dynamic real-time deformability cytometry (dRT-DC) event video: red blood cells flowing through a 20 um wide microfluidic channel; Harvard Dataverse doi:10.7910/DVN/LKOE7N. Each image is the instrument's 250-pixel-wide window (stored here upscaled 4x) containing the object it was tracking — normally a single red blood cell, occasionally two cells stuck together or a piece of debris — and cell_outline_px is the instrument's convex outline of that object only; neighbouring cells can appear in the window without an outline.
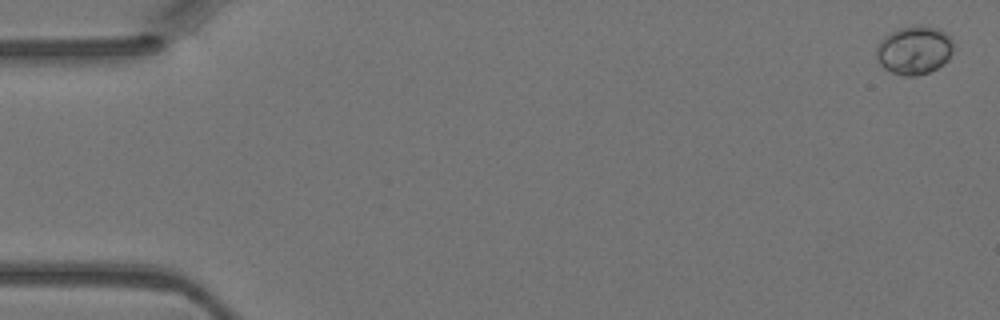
{"species": "Egyptian fruit bat (a non-hibernating species)", "species_latin": "Rousettus aegyptiacus", "temperature_condition": "warm", "stored_images_in_passage": 5, "camera_frame_rate_fps": 3000, "um_per_image_px": 0.085, "animal": {"sex": "female"}, "frame": {"image": 1, "passage_image": 1, "time_ms": 0.0, "image_size_px": [1000, 320], "cell_outline_px": [[952, 52], [948, 60], [944, 64], [928, 72], [916, 76], [900, 76], [884, 68], [876, 60], [876, 48], [880, 40], [884, 36], [896, 28], [920, 24], [924, 24], [940, 28], [952, 36]], "centroid_in_image_um": [77.71, 4.23], "position_along_channel_um": 7.3, "area_um2": 22.37}}
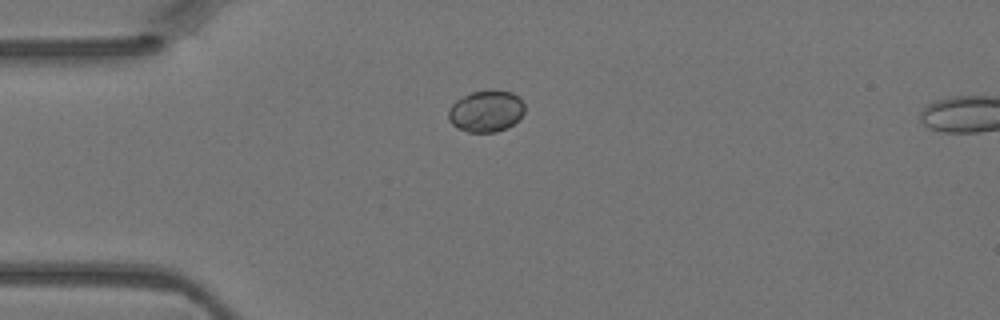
{"frame": {"image": 2, "passage_image": 4, "time_ms": 1.0, "image_size_px": [1000, 320], "cell_outline_px": [[524, 112], [512, 124], [496, 132], [468, 132], [456, 128], [448, 120], [448, 112], [452, 104], [456, 100], [472, 92], [512, 92], [524, 104]], "centroid_in_image_um": [41.27, 9.48], "position_along_channel_um": 43.7, "area_um2": 17.92}}